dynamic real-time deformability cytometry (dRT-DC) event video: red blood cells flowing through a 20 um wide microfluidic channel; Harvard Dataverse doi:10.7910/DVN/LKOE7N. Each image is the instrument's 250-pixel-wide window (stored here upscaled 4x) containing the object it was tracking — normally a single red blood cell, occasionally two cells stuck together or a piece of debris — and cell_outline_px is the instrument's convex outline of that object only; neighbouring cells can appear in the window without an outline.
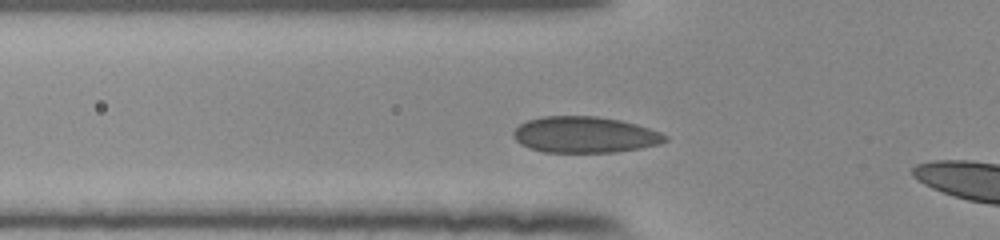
{"species": "human", "species_latin": "Homo sapiens", "temperature_condition": "room temperature", "stored_images_in_passage": 36, "camera_frame_rate_fps": 3000, "um_per_image_px": 0.085, "donor": {"sex": "female"}, "frame": {"image": 1, "passage_image": 7, "time_ms": 2.0, "image_size_px": [1000, 240], "cell_outline_px": [[668, 140], [660, 144], [640, 148], [616, 152], [544, 152], [528, 148], [520, 144], [512, 136], [512, 132], [520, 124], [528, 120], [544, 116], [596, 116], [620, 120], [636, 124], [660, 132], [668, 136]], "centroid_in_image_um": [49.7, 11.45], "position_along_channel_um": 76.1, "area_um2": 32.08}}
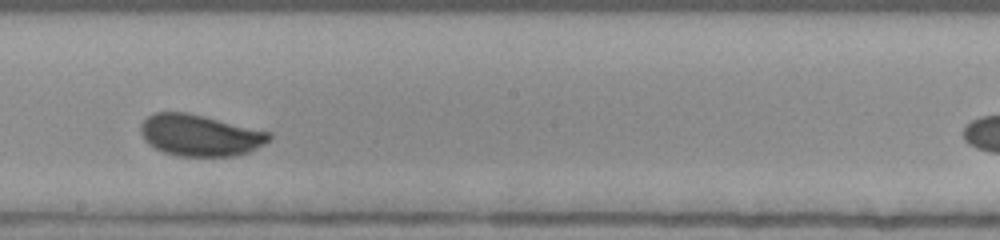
{"frame": {"image": 2, "passage_image": 19, "time_ms": 6.0, "image_size_px": [1000, 240], "cell_outline_px": [[272, 136], [264, 144], [248, 152], [236, 156], [180, 156], [164, 152], [148, 144], [144, 140], [140, 132], [140, 124], [148, 116], [156, 112], [184, 112], [204, 116], [272, 132]], "centroid_in_image_um": [16.99, 11.5], "position_along_channel_um": 231.2, "area_um2": 31.04}}
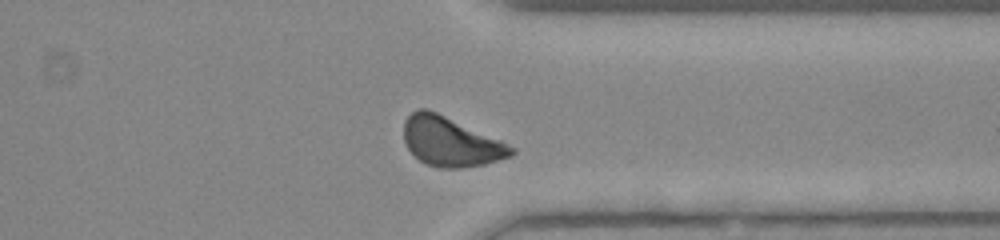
{"frame": {"image": 3, "passage_image": 30, "time_ms": 9.667, "image_size_px": [1000, 240], "cell_outline_px": [[516, 152], [512, 156], [484, 164], [464, 168], [440, 168], [428, 164], [420, 160], [408, 148], [404, 140], [404, 120], [412, 112], [420, 108], [428, 108], [504, 140], [516, 148]], "centroid_in_image_um": [38.36, 12.03], "position_along_channel_um": 373.0, "area_um2": 31.33}, "authors_computed_cell_mechanics": {"area_um2": 31.0964, "velocity_mm_per_s": 3.8796, "shape_relaxation_time_tau1_ms": 4.2519, "shape_relaxation_time_tau2_ms": null, "deformation_change_tau1": 0.1244, "deformation_change_tau2": null}}